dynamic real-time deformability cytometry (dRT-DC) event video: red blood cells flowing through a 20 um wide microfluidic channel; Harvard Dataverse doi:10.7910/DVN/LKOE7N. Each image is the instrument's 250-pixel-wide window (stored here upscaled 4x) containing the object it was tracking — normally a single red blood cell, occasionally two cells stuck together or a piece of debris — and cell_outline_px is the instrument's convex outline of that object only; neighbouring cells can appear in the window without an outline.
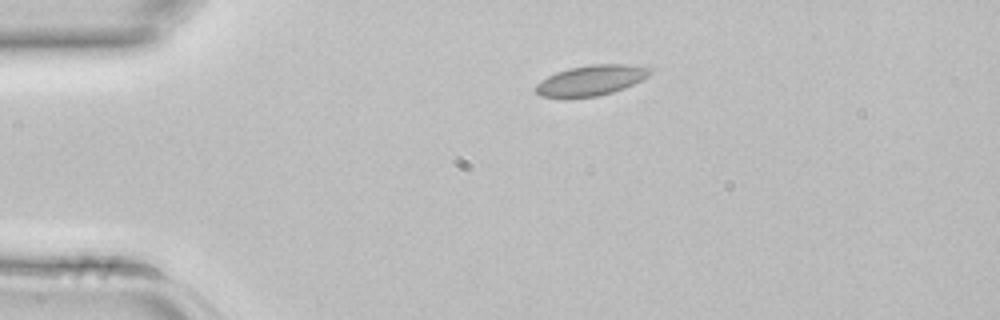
{"species": "common noctule bat (a hibernating species)", "species_latin": "Nyctalus noctula", "temperature_condition": "room temperature", "stored_images_in_passage": 2, "camera_frame_rate_fps": 3000, "um_per_image_px": 0.085, "animal": {"sex": "female", "body_mass_g": 22.7, "forearm_length_mm": 54.2}, "frame": {"image": 1, "passage_image": 2, "time_ms": 0.333, "image_size_px": [1000, 320], "cell_outline_px": [[652, 72], [648, 76], [624, 88], [612, 92], [596, 96], [564, 100], [540, 96], [536, 92], [536, 84], [540, 80], [556, 72], [568, 68], [588, 64], [628, 64], [652, 68]], "centroid_in_image_um": [50.17, 6.85], "position_along_channel_um": 34.8, "area_um2": 20.69}}